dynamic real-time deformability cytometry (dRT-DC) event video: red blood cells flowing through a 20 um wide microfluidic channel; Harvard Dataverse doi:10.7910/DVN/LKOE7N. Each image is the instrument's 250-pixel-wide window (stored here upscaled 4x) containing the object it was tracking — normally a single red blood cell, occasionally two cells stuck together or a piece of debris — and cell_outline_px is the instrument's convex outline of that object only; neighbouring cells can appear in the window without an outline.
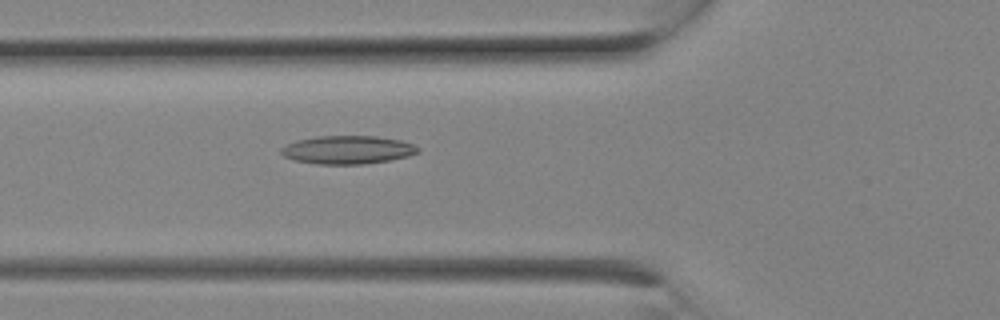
{"species": "Egyptian fruit bat (a non-hibernating species)", "species_latin": "Rousettus aegyptiacus", "temperature_condition": "room temperature", "stored_images_in_passage": 8, "camera_frame_rate_fps": 3000, "um_per_image_px": 0.085, "animal": {"sex": "female"}, "frame": {"image": 1, "passage_image": 8, "time_ms": 2.333, "image_size_px": [1000, 320], "cell_outline_px": [[420, 152], [408, 156], [388, 160], [364, 164], [316, 164], [292, 160], [284, 156], [280, 152], [280, 148], [296, 140], [316, 136], [376, 136], [400, 140], [412, 144], [420, 148]], "centroid_in_image_um": [29.52, 12.73], "position_along_channel_um": 96.3, "area_um2": 22.6}}